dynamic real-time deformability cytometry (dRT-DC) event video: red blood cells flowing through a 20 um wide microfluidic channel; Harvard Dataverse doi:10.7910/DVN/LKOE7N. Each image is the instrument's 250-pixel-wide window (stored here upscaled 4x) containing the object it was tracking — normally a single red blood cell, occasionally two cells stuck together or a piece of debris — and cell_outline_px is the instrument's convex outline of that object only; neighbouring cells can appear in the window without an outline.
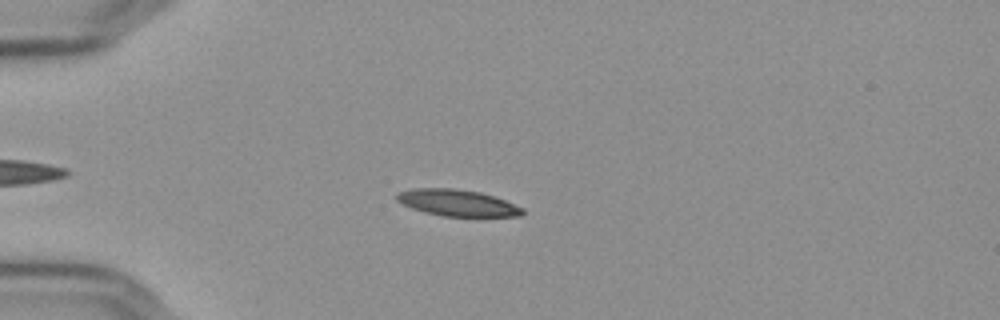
{"species": "Egyptian fruit bat (a non-hibernating species)", "species_latin": "Rousettus aegyptiacus", "temperature_condition": "cold", "stored_images_in_passage": 5, "camera_frame_rate_fps": 3000, "um_per_image_px": 0.085, "frame": {"image": 1, "passage_image": 2, "time_ms": 0.333, "image_size_px": [1000, 320], "cell_outline_px": [[524, 216], [444, 216], [424, 212], [412, 208], [396, 200], [396, 192], [412, 188], [452, 188], [480, 192], [504, 200], [524, 208]], "centroid_in_image_um": [38.86, 17.24], "position_along_channel_um": 46.1, "area_um2": 19.36}}
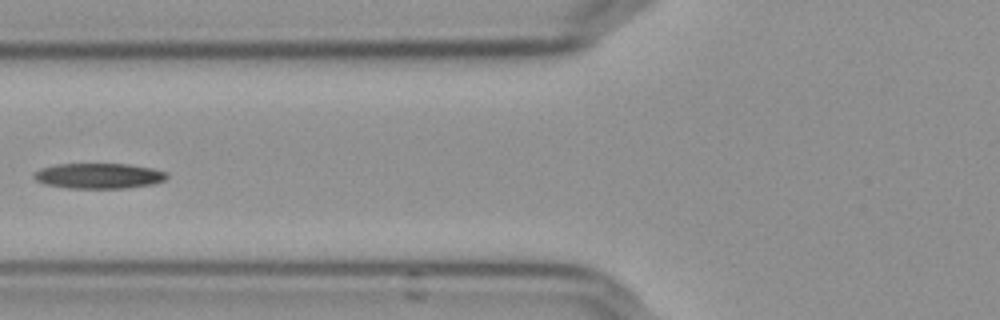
{"frame": {"image": 2, "passage_image": 4, "time_ms": 1.0, "image_size_px": [1000, 320], "cell_outline_px": [[168, 176], [164, 180], [152, 184], [128, 188], [68, 188], [44, 184], [36, 180], [32, 176], [40, 168], [56, 164], [128, 164], [152, 168], [168, 172]], "centroid_in_image_um": [8.4, 14.95], "position_along_channel_um": 117.4, "area_um2": 19.71}}
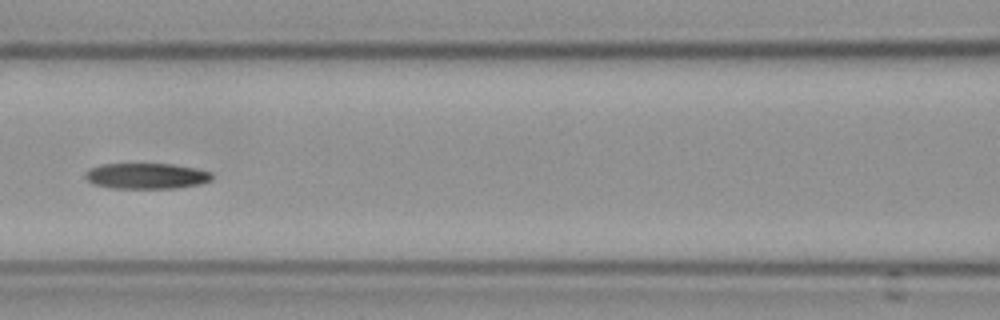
{"frame": {"image": 3, "passage_image": 5, "time_ms": 1.333, "image_size_px": [1000, 320], "cell_outline_px": [[212, 180], [200, 184], [176, 188], [112, 188], [92, 184], [84, 176], [84, 172], [88, 168], [100, 164], [172, 164], [196, 168], [212, 172]], "centroid_in_image_um": [12.42, 14.95], "position_along_channel_um": 154.2, "area_um2": 19.19}}